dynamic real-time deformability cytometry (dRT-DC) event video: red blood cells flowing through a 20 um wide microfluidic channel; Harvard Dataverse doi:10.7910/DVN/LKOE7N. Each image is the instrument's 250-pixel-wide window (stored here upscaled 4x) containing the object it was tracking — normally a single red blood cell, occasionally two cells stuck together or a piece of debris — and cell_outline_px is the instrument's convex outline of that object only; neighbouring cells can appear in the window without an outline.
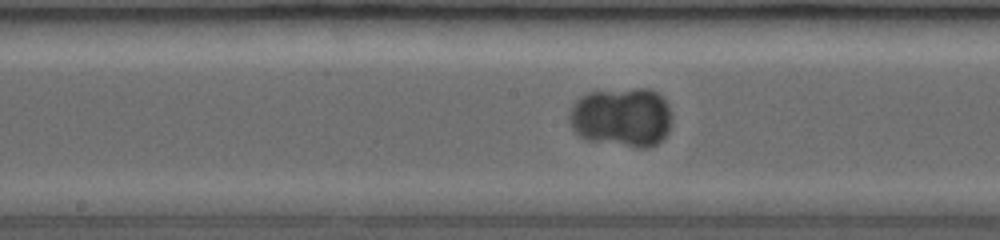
{"species": "common noctule bat (a hibernating species)", "species_latin": "Nyctalus noctula", "temperature_condition": "room temperature", "stored_images_in_passage": 56, "camera_frame_rate_fps": 3500, "um_per_image_px": 0.085, "animal": {"sex": "female", "body_mass_g": 19.0, "forearm_length_mm": 53.3}, "frame": {"image": 1, "passage_image": 30, "time_ms": 8.286, "image_size_px": [1000, 240], "cell_outline_px": [[672, 124], [668, 132], [656, 144], [648, 148], [636, 148], [588, 140], [576, 136], [568, 124], [568, 116], [572, 108], [588, 92], [636, 88], [648, 88], [656, 92], [664, 100], [668, 108]], "centroid_in_image_um": [52.83, 9.99], "position_along_channel_um": 195.4, "area_um2": 35.6}}
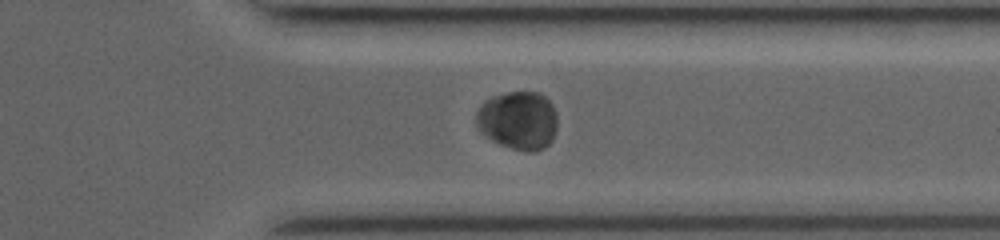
{"frame": {"image": 2, "passage_image": 45, "time_ms": 12.571, "image_size_px": [1000, 240], "cell_outline_px": [[556, 128], [552, 140], [544, 148], [532, 152], [528, 152], [512, 148], [500, 144], [484, 136], [480, 132], [476, 124], [476, 112], [480, 104], [484, 100], [492, 96], [508, 92], [540, 92], [552, 104], [556, 112]], "centroid_in_image_um": [44.02, 10.22], "position_along_channel_um": 367.4, "area_um2": 27.86}}
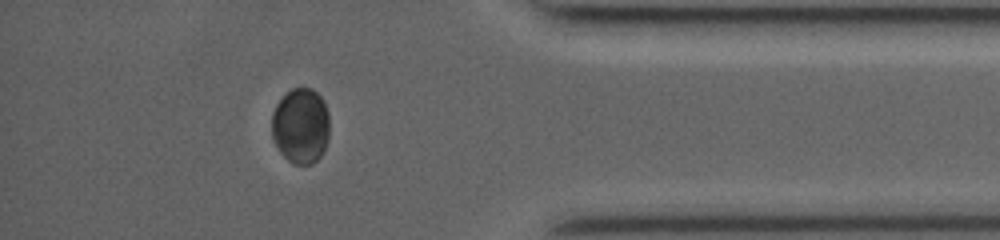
{"frame": {"image": 3, "passage_image": 50, "time_ms": 14.0, "image_size_px": [1000, 240], "cell_outline_px": [[328, 140], [324, 152], [312, 164], [292, 164], [280, 152], [272, 140], [272, 112], [276, 104], [292, 88], [312, 88], [324, 100], [328, 112]], "centroid_in_image_um": [25.56, 10.71], "position_along_channel_um": 409.6, "area_um2": 25.61}}